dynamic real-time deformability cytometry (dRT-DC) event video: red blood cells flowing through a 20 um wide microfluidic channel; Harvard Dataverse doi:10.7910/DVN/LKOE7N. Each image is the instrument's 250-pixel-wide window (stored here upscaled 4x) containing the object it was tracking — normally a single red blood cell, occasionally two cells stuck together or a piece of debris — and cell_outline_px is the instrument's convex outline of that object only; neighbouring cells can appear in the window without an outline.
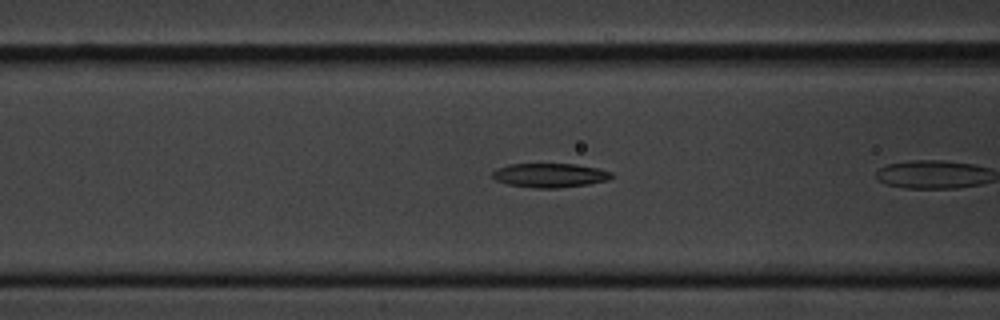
{"species": "common noctule bat (a hibernating species)", "species_latin": "Nyctalus noctula", "temperature_condition": "cold", "stored_images_in_passage": 8, "segment_of_instrument_passage": [2, 2], "camera_frame_rate_fps": 3000, "um_per_image_px": 0.085, "animal": {"sex": "male", "body_mass_g": 20.1, "forearm_length_mm": 53.5}, "frame": {"image": 1, "passage_image": 8, "time_ms": 9.0, "image_size_px": [1000, 320], "cell_outline_px": [[612, 176], [608, 180], [588, 184], [556, 188], [536, 188], [508, 184], [496, 180], [492, 176], [492, 172], [496, 168], [508, 164], [576, 164], [596, 168], [612, 172]], "centroid_in_image_um": [46.71, 14.89], "position_along_channel_um": 119.9, "area_um2": 16.65}}